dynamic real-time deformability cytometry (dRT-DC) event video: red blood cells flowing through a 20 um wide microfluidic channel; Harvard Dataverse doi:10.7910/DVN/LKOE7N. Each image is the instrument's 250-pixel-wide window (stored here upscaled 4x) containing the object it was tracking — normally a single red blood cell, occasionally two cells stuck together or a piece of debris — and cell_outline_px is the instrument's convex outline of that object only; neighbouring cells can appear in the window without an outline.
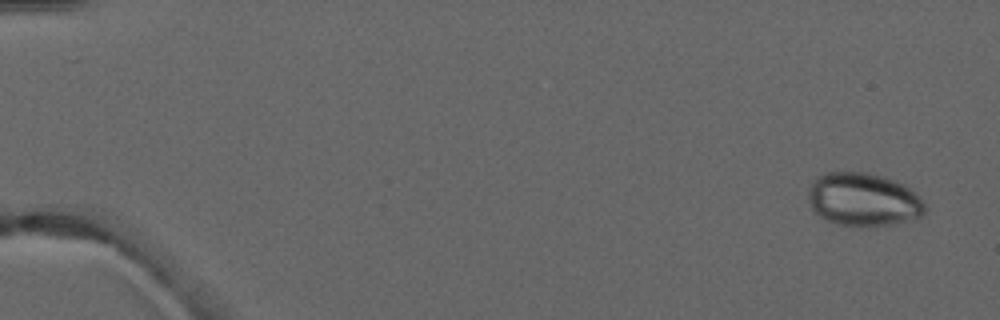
{"species": "common noctule bat (a hibernating species)", "species_latin": "Nyctalus noctula", "temperature_condition": "warm", "stored_images_in_passage": 5, "camera_frame_rate_fps": 3000, "um_per_image_px": 0.085, "animal": {"sex": "male", "forearm_length_mm": 52.5}, "frame": {"image": 1, "passage_image": 1, "time_ms": 0.0, "image_size_px": [1000, 320], "cell_outline_px": [[928, 208], [920, 216], [892, 224], [860, 228], [836, 224], [812, 212], [808, 200], [808, 192], [816, 176], [824, 172], [868, 172], [884, 176], [904, 184], [920, 196]], "centroid_in_image_um": [73.37, 16.96], "position_along_channel_um": 11.6, "area_um2": 36.82}}